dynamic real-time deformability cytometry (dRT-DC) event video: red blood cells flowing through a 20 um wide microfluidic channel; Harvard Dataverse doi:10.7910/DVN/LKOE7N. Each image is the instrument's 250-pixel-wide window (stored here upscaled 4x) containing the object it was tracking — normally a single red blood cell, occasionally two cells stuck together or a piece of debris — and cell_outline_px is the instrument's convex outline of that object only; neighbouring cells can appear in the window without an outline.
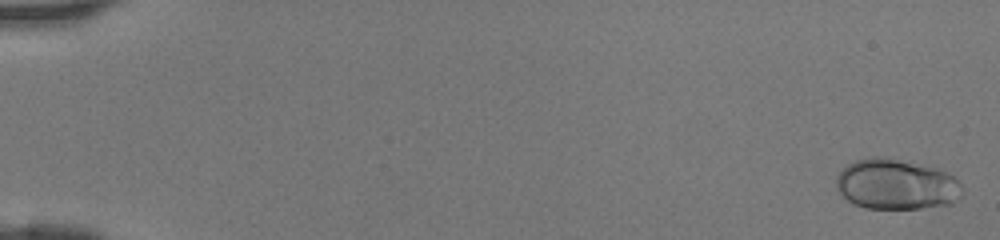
{"species": "human", "species_latin": "Homo sapiens", "temperature_condition": "room temperature", "stored_images_in_passage": 46, "camera_frame_rate_fps": 3000, "um_per_image_px": 0.085, "donor": {"sex": "female"}, "frame": {"image": 1, "passage_image": 1, "time_ms": 0.0, "image_size_px": [1000, 240], "cell_outline_px": [[964, 192], [952, 204], [920, 208], [864, 208], [848, 200], [836, 188], [836, 176], [848, 164], [856, 160], [872, 156], [884, 156], [940, 168], [948, 172], [960, 184]], "centroid_in_image_um": [76.2, 15.65], "position_along_channel_um": 8.8, "area_um2": 37.22}}
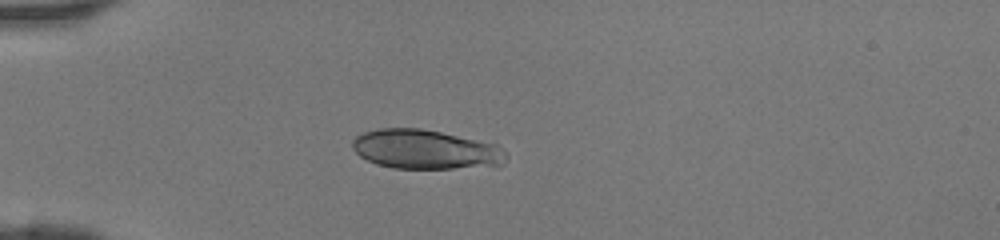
{"frame": {"image": 2, "passage_image": 14, "time_ms": 4.333, "image_size_px": [1000, 240], "cell_outline_px": [[508, 156], [504, 164], [452, 168], [392, 168], [376, 164], [360, 156], [352, 148], [352, 140], [356, 136], [364, 132], [380, 128], [420, 128], [440, 132], [496, 144], [504, 148]], "centroid_in_image_um": [36.15, 12.7], "position_along_channel_um": 48.8, "area_um2": 35.08}}
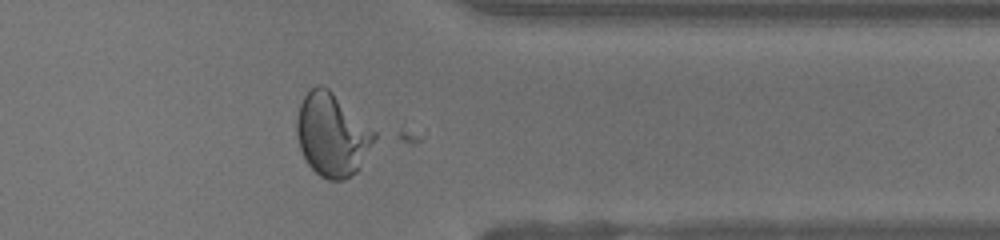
{"frame": {"image": 3, "passage_image": 38, "time_ms": 12.333, "image_size_px": [1000, 240], "cell_outline_px": [[380, 136], [360, 168], [356, 172], [344, 180], [328, 180], [320, 176], [308, 164], [300, 148], [296, 136], [296, 120], [300, 104], [304, 96], [316, 84], [324, 84], [376, 132]], "centroid_in_image_um": [28.25, 11.46], "position_along_channel_um": 383.1, "area_um2": 37.86}}